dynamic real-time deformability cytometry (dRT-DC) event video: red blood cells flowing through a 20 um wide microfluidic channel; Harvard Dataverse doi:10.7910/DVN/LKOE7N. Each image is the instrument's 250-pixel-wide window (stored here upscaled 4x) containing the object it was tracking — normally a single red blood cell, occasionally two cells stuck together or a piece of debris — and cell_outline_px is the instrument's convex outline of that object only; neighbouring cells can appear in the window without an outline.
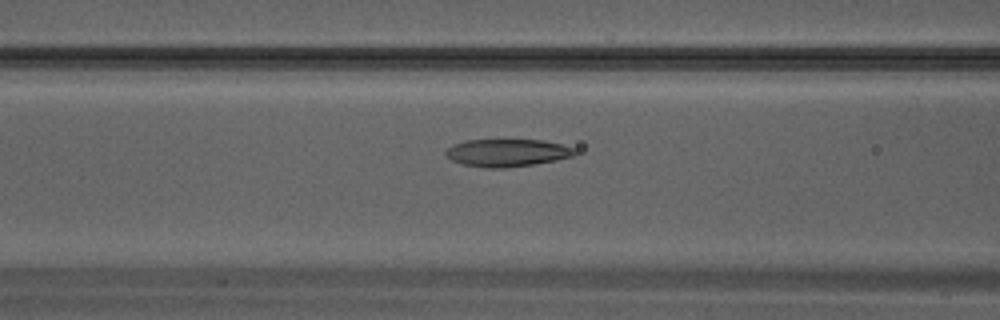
{"species": "Egyptian fruit bat (a non-hibernating species)", "species_latin": "Rousettus aegyptiacus", "temperature_condition": "warm", "stored_images_in_passage": 23, "camera_frame_rate_fps": 3000, "um_per_image_px": 0.085, "animal": {"sex": "male"}, "frame": {"image": 1, "passage_image": 4, "time_ms": 1.0, "image_size_px": [1000, 320], "cell_outline_px": [[576, 152], [572, 156], [556, 160], [532, 164], [504, 168], [488, 168], [464, 164], [452, 160], [444, 152], [452, 144], [468, 140], [544, 140], [560, 144], [572, 148]], "centroid_in_image_um": [43.08, 12.98], "position_along_channel_um": 123.5, "area_um2": 20.4}}
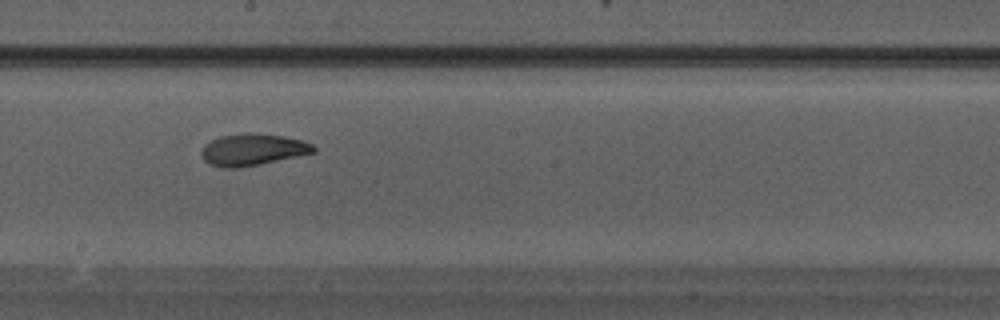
{"frame": {"image": 2, "passage_image": 9, "time_ms": 2.667, "image_size_px": [1000, 320], "cell_outline_px": [[316, 152], [260, 164], [236, 168], [224, 168], [208, 164], [200, 156], [200, 152], [204, 144], [220, 136], [244, 132], [248, 132], [280, 136], [300, 140], [312, 144], [316, 148]], "centroid_in_image_um": [21.42, 12.72], "position_along_channel_um": 226.8, "area_um2": 20.75}}
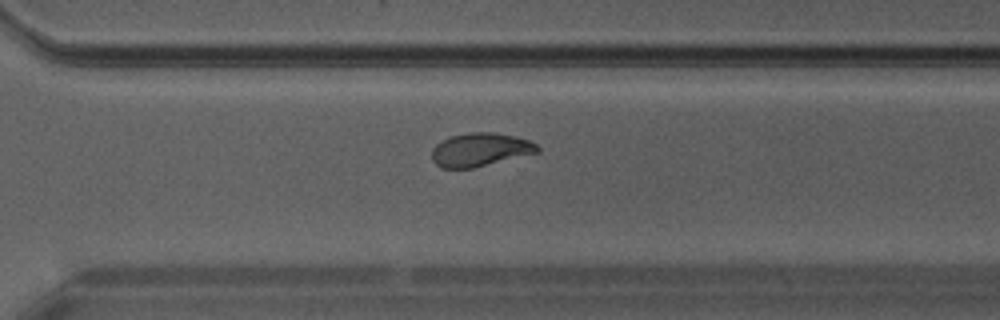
{"frame": {"image": 3, "passage_image": 14, "time_ms": 4.333, "image_size_px": [1000, 320], "cell_outline_px": [[540, 152], [472, 168], [444, 168], [436, 164], [432, 160], [432, 148], [436, 144], [452, 136], [472, 132], [492, 132], [512, 136], [528, 140], [536, 144], [540, 148]], "centroid_in_image_um": [40.82, 12.73], "position_along_channel_um": 329.8, "area_um2": 20.29}}